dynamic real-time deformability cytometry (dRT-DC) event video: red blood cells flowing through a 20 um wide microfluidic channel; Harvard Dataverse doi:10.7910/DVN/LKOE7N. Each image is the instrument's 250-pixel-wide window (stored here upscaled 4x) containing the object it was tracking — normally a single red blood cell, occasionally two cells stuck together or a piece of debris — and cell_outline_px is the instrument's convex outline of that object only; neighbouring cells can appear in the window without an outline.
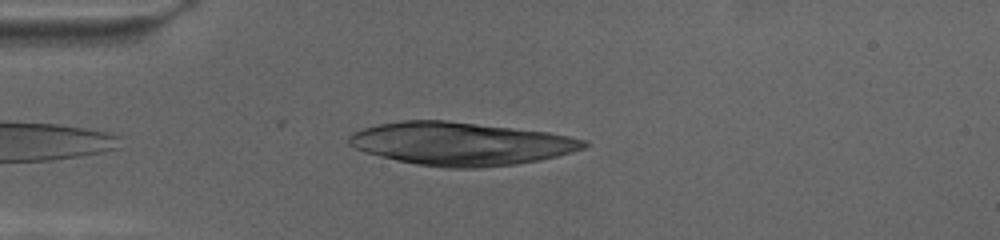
{"species": "human", "species_latin": "Homo sapiens", "temperature_condition": "cold", "stored_images_in_passage": 54, "camera_frame_rate_fps": 3000, "um_per_image_px": 0.085, "donor": {"sex": "female"}, "frame": {"image": 1, "passage_image": 4, "time_ms": 1.0, "image_size_px": [1000, 240], "cell_outline_px": [[588, 144], [584, 148], [572, 152], [540, 160], [516, 164], [476, 168], [444, 168], [416, 164], [396, 160], [364, 152], [348, 144], [348, 136], [352, 132], [364, 128], [380, 124], [404, 120], [444, 120], [548, 132], [588, 140]], "centroid_in_image_um": [39.15, 12.22], "position_along_channel_um": 45.8, "area_um2": 58.84}}